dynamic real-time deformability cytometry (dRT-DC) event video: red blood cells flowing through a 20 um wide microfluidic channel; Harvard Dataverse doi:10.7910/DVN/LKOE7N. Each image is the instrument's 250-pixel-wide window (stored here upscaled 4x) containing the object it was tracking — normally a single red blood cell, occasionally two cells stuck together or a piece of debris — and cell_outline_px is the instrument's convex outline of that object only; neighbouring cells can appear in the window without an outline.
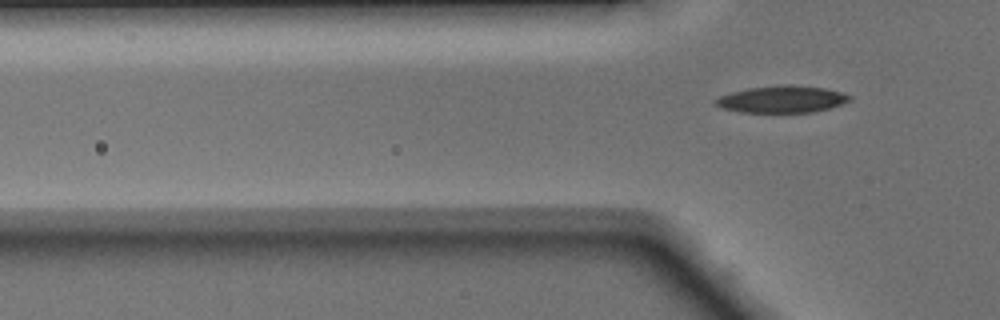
{"species": "Egyptian fruit bat (a non-hibernating species)", "species_latin": "Rousettus aegyptiacus", "temperature_condition": "warm", "stored_images_in_passage": 2, "camera_frame_rate_fps": 3000, "um_per_image_px": 0.085, "animal": {"sex": "male"}, "frame": {"image": 1, "passage_image": 2, "time_ms": 0.333, "image_size_px": [1000, 320], "cell_outline_px": [[852, 100], [828, 108], [812, 112], [740, 112], [720, 108], [712, 104], [712, 100], [720, 96], [732, 92], [748, 88], [788, 84], [824, 88], [840, 92], [852, 96]], "centroid_in_image_um": [66.4, 8.44], "position_along_channel_um": 59.4, "area_um2": 21.04}}